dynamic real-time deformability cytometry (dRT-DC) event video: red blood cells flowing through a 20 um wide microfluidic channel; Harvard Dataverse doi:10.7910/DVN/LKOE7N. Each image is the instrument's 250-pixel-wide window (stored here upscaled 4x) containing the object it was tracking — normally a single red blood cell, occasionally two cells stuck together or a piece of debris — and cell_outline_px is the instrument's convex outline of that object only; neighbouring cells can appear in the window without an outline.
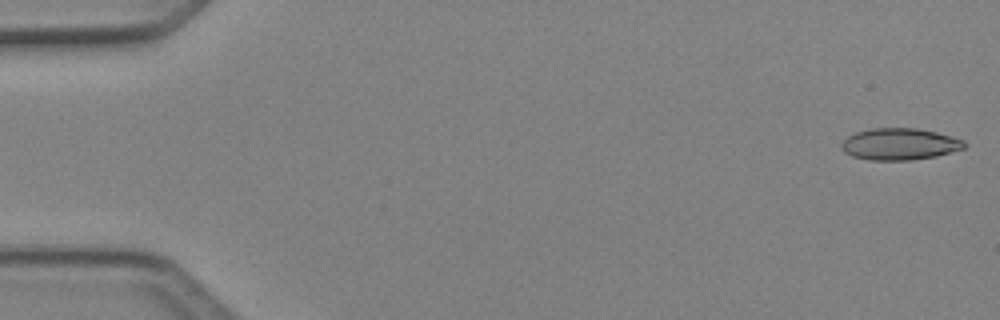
{"species": "Egyptian fruit bat (a non-hibernating species)", "species_latin": "Rousettus aegyptiacus", "temperature_condition": "cold", "stored_images_in_passage": 49, "segment_of_instrument_passage": [1, 2], "camera_frame_rate_fps": 3000, "um_per_image_px": 0.085, "animal": {"sex": "female"}, "frame": {"image": 1, "passage_image": 1, "time_ms": 0.0, "image_size_px": [1000, 320], "cell_outline_px": [[968, 144], [964, 148], [936, 156], [912, 160], [868, 160], [852, 156], [844, 152], [840, 148], [840, 144], [848, 136], [856, 132], [872, 128], [916, 128], [936, 132], [952, 136], [964, 140]], "centroid_in_image_um": [76.46, 12.25], "position_along_channel_um": 8.5, "area_um2": 22.83}}
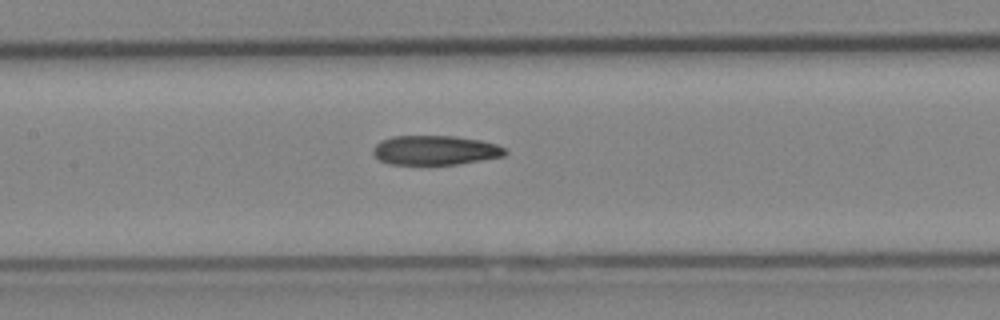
{"frame": {"image": 2, "passage_image": 23, "time_ms": 7.333, "image_size_px": [1000, 320], "cell_outline_px": [[508, 152], [504, 156], [456, 164], [388, 164], [380, 160], [372, 152], [372, 148], [380, 140], [392, 136], [456, 136], [480, 140], [496, 144], [504, 148]], "centroid_in_image_um": [36.96, 12.76], "position_along_channel_um": 170.4, "area_um2": 22.6}}
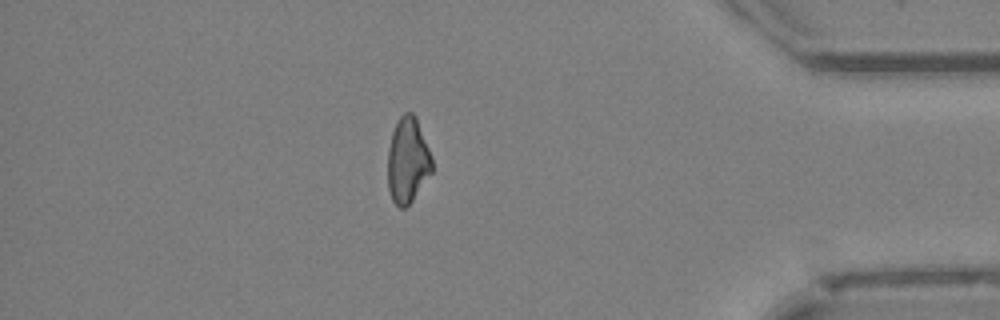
{"frame": {"image": 3, "passage_image": 42, "time_ms": 13.667, "image_size_px": [1000, 320], "cell_outline_px": [[432, 172], [412, 200], [404, 208], [400, 208], [392, 200], [388, 188], [388, 148], [392, 132], [400, 116], [404, 112], [412, 112], [416, 116], [432, 156]], "centroid_in_image_um": [34.65, 13.61], "position_along_channel_um": 400.5, "area_um2": 22.08}}